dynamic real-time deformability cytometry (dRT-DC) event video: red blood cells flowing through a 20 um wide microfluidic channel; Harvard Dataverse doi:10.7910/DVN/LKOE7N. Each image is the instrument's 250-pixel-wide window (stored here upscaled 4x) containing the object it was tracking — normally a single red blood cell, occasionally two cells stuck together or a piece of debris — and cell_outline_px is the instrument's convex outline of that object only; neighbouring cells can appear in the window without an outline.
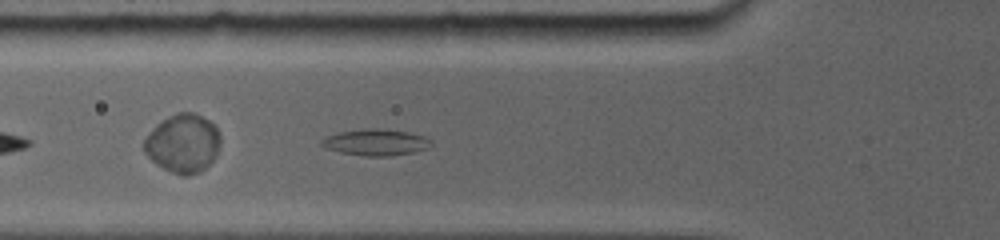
{"species": "common noctule bat (a hibernating species)", "species_latin": "Nyctalus noctula", "temperature_condition": "room temperature", "stored_images_in_passage": 21, "camera_frame_rate_fps": 5000, "um_per_image_px": 0.085, "animal": {"sex": "female", "body_mass_g": 19.0, "forearm_length_mm": 56.7}, "frame": {"image": 1, "passage_image": 4, "time_ms": 1.6, "image_size_px": [1000, 240], "cell_outline_px": [[428, 140], [424, 148], [412, 152], [388, 156], [368, 156], [340, 152], [328, 148], [320, 144], [328, 136], [340, 132], [404, 132], [420, 136]], "centroid_in_image_um": [31.86, 12.17], "position_along_channel_um": 93.9, "area_um2": 14.8}}